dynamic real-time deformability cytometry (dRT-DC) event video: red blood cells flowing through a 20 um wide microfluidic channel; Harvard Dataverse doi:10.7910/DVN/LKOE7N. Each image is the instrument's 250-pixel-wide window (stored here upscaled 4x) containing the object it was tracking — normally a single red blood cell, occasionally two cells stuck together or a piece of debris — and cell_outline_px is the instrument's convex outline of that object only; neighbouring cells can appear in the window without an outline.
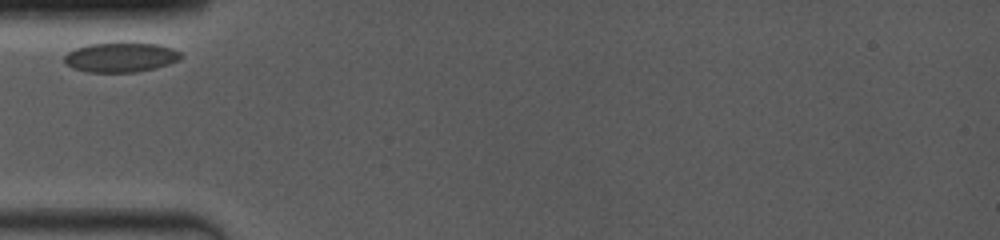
{"species": "common noctule bat (a hibernating species)", "species_latin": "Nyctalus noctula", "temperature_condition": "room temperature", "stored_images_in_passage": 21, "camera_frame_rate_fps": 4000, "um_per_image_px": 0.085, "animal": {"sex": "female", "body_mass_g": 19.0, "forearm_length_mm": 53.3}, "frame": {"image": 1, "passage_image": 1, "time_ms": 0.0, "image_size_px": [1000, 240], "cell_outline_px": [[184, 56], [180, 60], [156, 68], [136, 72], [88, 72], [72, 68], [64, 64], [64, 56], [68, 52], [76, 48], [88, 44], [156, 44], [172, 48], [180, 52]], "centroid_in_image_um": [10.26, 4.89], "position_along_channel_um": 74.7, "area_um2": 19.94}}
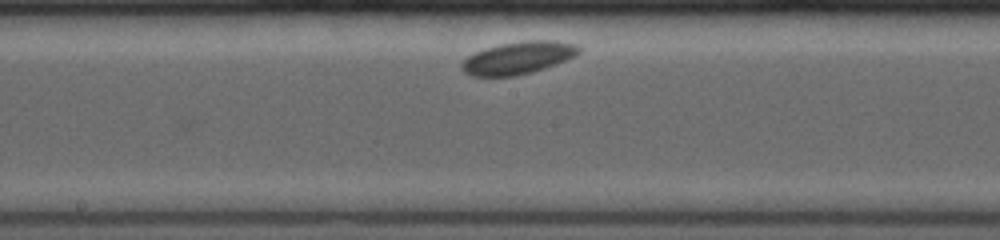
{"frame": {"image": 2, "passage_image": 9, "time_ms": 3.75, "image_size_px": [1000, 240], "cell_outline_px": [[580, 52], [576, 56], [556, 64], [532, 72], [516, 76], [472, 76], [464, 72], [460, 68], [460, 64], [468, 56], [484, 48], [500, 44], [524, 40], [552, 40], [576, 44], [580, 48]], "centroid_in_image_um": [44.04, 4.91], "position_along_channel_um": 204.2, "area_um2": 22.25}}
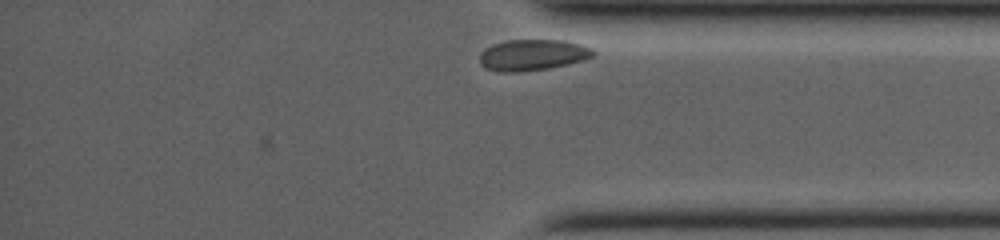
{"frame": {"image": 3, "passage_image": 21, "time_ms": 9.0, "image_size_px": [1000, 240], "cell_outline_px": [[596, 52], [592, 56], [584, 60], [548, 68], [516, 72], [500, 72], [484, 68], [480, 64], [480, 52], [484, 48], [492, 44], [508, 40], [564, 40], [584, 44], [592, 48]], "centroid_in_image_um": [45.26, 4.66], "position_along_channel_um": 389.9, "area_um2": 20.75}}